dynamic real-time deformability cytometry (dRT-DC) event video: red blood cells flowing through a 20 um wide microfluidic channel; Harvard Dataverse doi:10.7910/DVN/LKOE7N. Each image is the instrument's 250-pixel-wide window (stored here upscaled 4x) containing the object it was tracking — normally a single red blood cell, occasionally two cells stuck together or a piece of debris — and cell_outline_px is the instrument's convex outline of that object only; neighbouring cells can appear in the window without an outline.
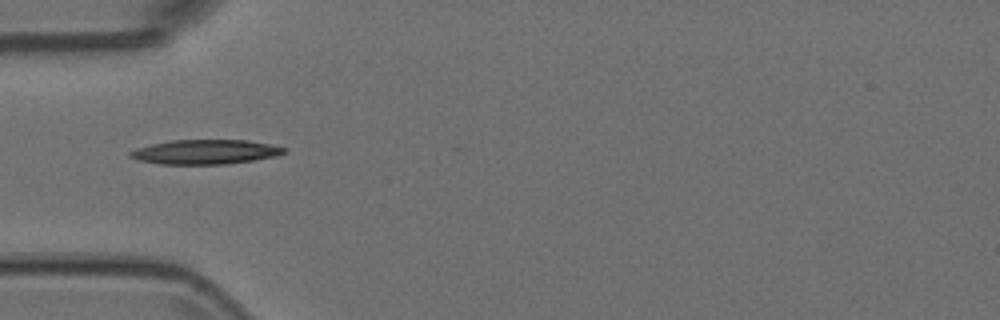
{"species": "Egyptian fruit bat (a non-hibernating species)", "species_latin": "Rousettus aegyptiacus", "temperature_condition": "room temperature", "stored_images_in_passage": 3, "camera_frame_rate_fps": 3000, "um_per_image_px": 0.085, "animal": {"sex": "female"}, "frame": {"image": 1, "passage_image": 1, "time_ms": 0.0, "image_size_px": [1000, 320], "cell_outline_px": [[288, 152], [276, 156], [228, 164], [160, 164], [136, 160], [128, 156], [128, 152], [136, 148], [152, 144], [172, 140], [248, 140], [288, 148]], "centroid_in_image_um": [17.44, 12.91], "position_along_channel_um": 67.6, "area_um2": 22.08}}